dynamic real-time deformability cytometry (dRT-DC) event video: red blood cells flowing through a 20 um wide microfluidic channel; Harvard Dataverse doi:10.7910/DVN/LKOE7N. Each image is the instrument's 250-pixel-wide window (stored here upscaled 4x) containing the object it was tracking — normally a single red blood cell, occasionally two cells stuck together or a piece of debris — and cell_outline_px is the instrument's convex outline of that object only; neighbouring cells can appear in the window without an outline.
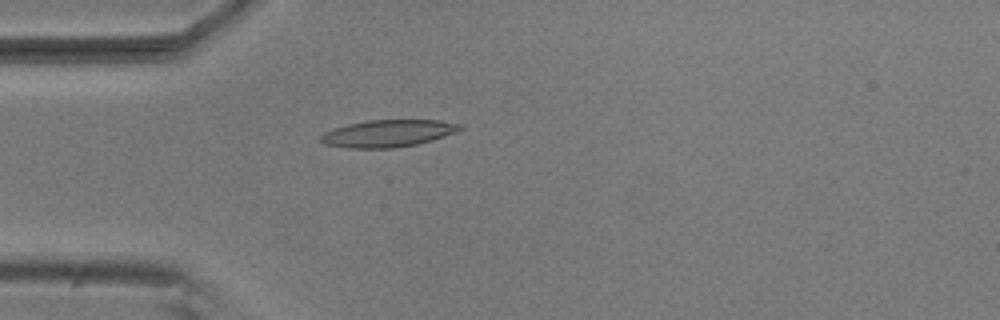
{"species": "common noctule bat (a hibernating species)", "species_latin": "Nyctalus noctula", "temperature_condition": "room temperature", "stored_images_in_passage": 53, "camera_frame_rate_fps": 3000, "um_per_image_px": 0.085, "animal": {"sex": "male", "body_mass_g": 20.5, "forearm_length_mm": 52.5}, "frame": {"image": 1, "passage_image": 14, "time_ms": 4.333, "image_size_px": [1000, 320], "cell_outline_px": [[464, 128], [460, 132], [432, 140], [416, 144], [392, 148], [348, 148], [324, 144], [320, 140], [320, 136], [324, 132], [348, 124], [368, 120], [440, 120], [464, 124]], "centroid_in_image_um": [33.05, 11.33], "position_along_channel_um": 51.9, "area_um2": 22.2}}
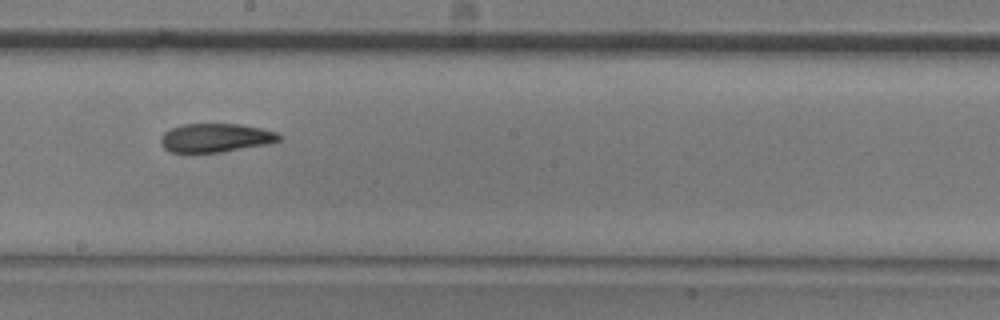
{"frame": {"image": 2, "passage_image": 29, "time_ms": 9.333, "image_size_px": [1000, 320], "cell_outline_px": [[280, 140], [268, 144], [220, 152], [184, 156], [168, 152], [160, 144], [160, 136], [164, 132], [180, 124], [240, 124], [280, 132]], "centroid_in_image_um": [18.23, 11.76], "position_along_channel_um": 230.0, "area_um2": 20.63}}
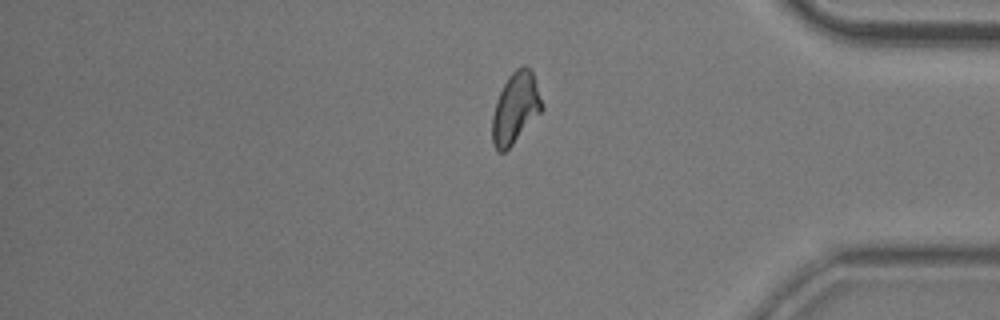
{"frame": {"image": 3, "passage_image": 44, "time_ms": 14.333, "image_size_px": [1000, 320], "cell_outline_px": [[544, 108], [512, 144], [504, 152], [496, 152], [492, 144], [492, 116], [496, 100], [508, 76], [516, 68], [524, 64], [532, 72], [544, 104]], "centroid_in_image_um": [43.8, 9.18], "position_along_channel_um": 391.4, "area_um2": 20.46}, "authors_computed_cell_mechanics": {"area_um2": 20.6924, "velocity_mm_per_s": 3.7004, "shape_relaxation_time_tau1_ms": 7.7881, "shape_relaxation_time_tau2_ms": 1.9204, "deformation_change_tau1": 0.1817, "deformation_change_tau2": 0.0928}}